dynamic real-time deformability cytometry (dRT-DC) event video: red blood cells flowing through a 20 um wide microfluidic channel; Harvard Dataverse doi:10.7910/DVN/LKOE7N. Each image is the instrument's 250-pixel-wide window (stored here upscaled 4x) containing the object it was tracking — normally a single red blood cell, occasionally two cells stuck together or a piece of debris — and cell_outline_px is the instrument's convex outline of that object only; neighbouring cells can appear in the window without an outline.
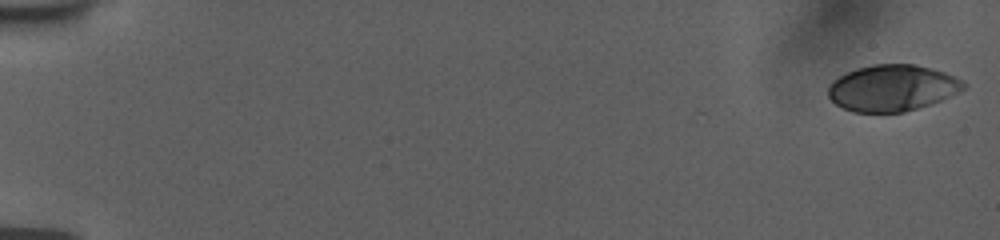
{"species": "human", "species_latin": "Homo sapiens", "temperature_condition": "room temperature", "stored_images_in_passage": 19, "camera_frame_rate_fps": 3000, "um_per_image_px": 0.085, "donor": {"sex": "female"}, "frame": {"image": 1, "passage_image": 1, "time_ms": 0.0, "image_size_px": [1000, 240], "cell_outline_px": [[968, 84], [960, 92], [932, 104], [904, 112], [852, 112], [836, 104], [828, 96], [828, 84], [832, 80], [856, 68], [872, 64], [912, 64], [932, 68], [956, 76], [964, 80]], "centroid_in_image_um": [75.87, 7.47], "position_along_channel_um": 9.1, "area_um2": 36.88}}
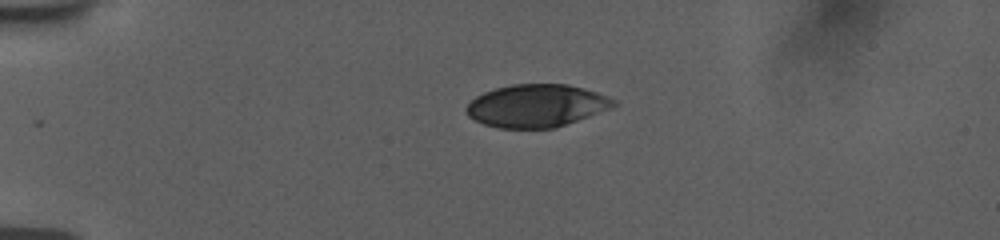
{"frame": {"image": 2, "passage_image": 14, "time_ms": 4.333, "image_size_px": [1000, 240], "cell_outline_px": [[616, 104], [608, 108], [588, 116], [552, 128], [500, 128], [484, 124], [468, 116], [464, 108], [476, 96], [484, 92], [496, 88], [512, 84], [568, 84], [584, 88], [608, 96], [616, 100]], "centroid_in_image_um": [45.56, 8.97], "position_along_channel_um": 39.4, "area_um2": 36.24}}